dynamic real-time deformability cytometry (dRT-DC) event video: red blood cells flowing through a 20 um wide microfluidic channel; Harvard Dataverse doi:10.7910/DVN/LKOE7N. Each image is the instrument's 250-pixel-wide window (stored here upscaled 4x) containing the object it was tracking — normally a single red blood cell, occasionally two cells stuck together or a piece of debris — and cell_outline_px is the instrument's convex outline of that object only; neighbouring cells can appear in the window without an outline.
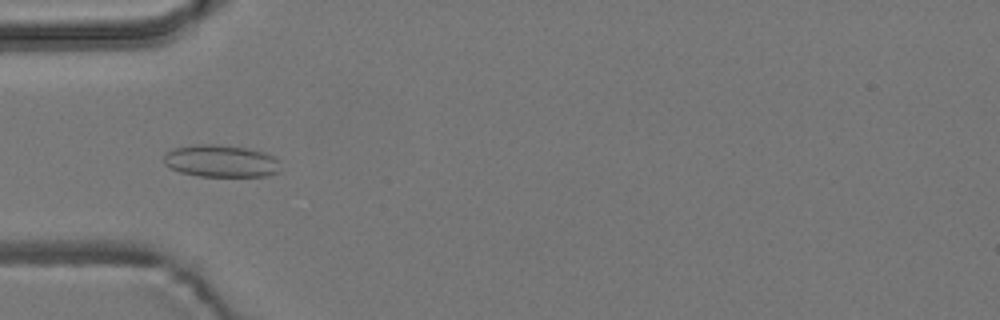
{"species": "common noctule bat (a hibernating species)", "species_latin": "Nyctalus noctula", "temperature_condition": "room temperature", "stored_images_in_passage": 5, "camera_frame_rate_fps": 3000, "um_per_image_px": 0.085, "animal": {"sex": "male", "body_mass_g": 19.2, "forearm_length_mm": 51.8}, "frame": {"image": 1, "passage_image": 5, "time_ms": 1.333, "image_size_px": [1000, 320], "cell_outline_px": [[280, 172], [264, 176], [200, 176], [180, 172], [164, 164], [164, 156], [172, 148], [196, 144], [216, 144], [248, 148], [264, 152], [276, 156], [280, 160]], "centroid_in_image_um": [18.83, 13.68], "position_along_channel_um": 66.2, "area_um2": 22.14}}